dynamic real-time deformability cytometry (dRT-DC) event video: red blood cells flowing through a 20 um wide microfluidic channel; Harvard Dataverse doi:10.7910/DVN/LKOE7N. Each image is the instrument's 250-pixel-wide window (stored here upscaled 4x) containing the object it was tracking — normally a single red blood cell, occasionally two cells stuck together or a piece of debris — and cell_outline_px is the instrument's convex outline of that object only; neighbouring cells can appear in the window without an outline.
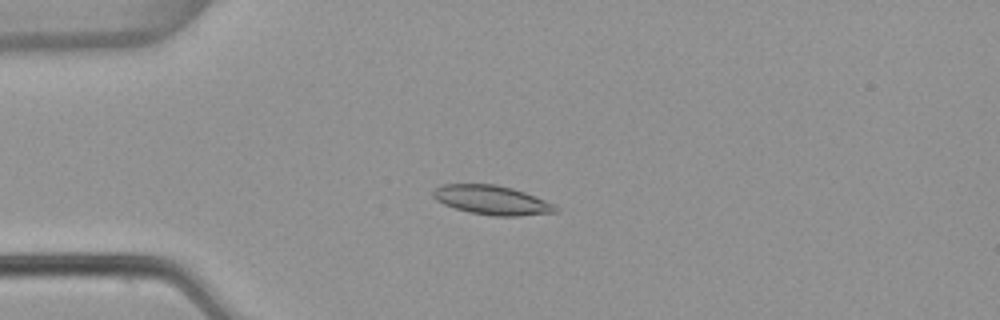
{"species": "common noctule bat (a hibernating species)", "species_latin": "Nyctalus noctula", "temperature_condition": "warm", "stored_images_in_passage": 53, "camera_frame_rate_fps": 3000, "um_per_image_px": 0.085, "animal": {"sex": "female", "body_mass_g": 22.7, "forearm_length_mm": 54.2}, "frame": {"image": 1, "passage_image": 13, "time_ms": 4.0, "image_size_px": [1000, 320], "cell_outline_px": [[560, 208], [556, 212], [520, 216], [492, 216], [468, 212], [444, 204], [436, 200], [432, 196], [432, 192], [440, 184], [496, 184], [512, 188], [524, 192], [544, 200]], "centroid_in_image_um": [41.79, 17.01], "position_along_channel_um": 43.2, "area_um2": 20.81}}
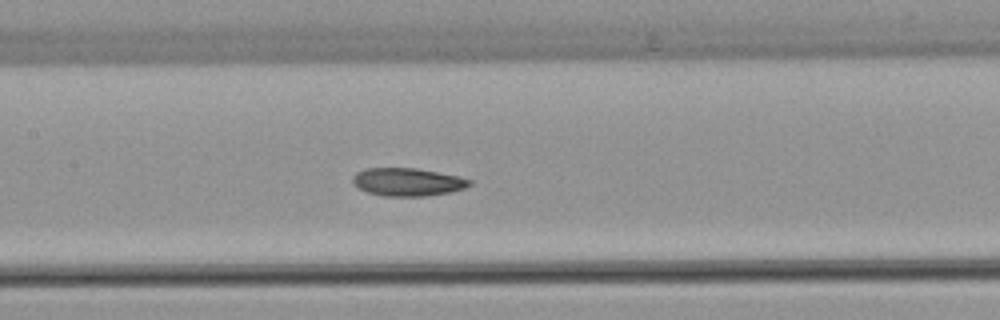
{"frame": {"image": 2, "passage_image": 25, "time_ms": 8.0, "image_size_px": [1000, 320], "cell_outline_px": [[472, 184], [464, 188], [452, 192], [428, 196], [384, 196], [368, 192], [352, 184], [352, 176], [356, 172], [364, 168], [416, 168], [460, 176], [472, 180]], "centroid_in_image_um": [34.65, 15.46], "position_along_channel_um": 172.7, "area_um2": 19.25}}
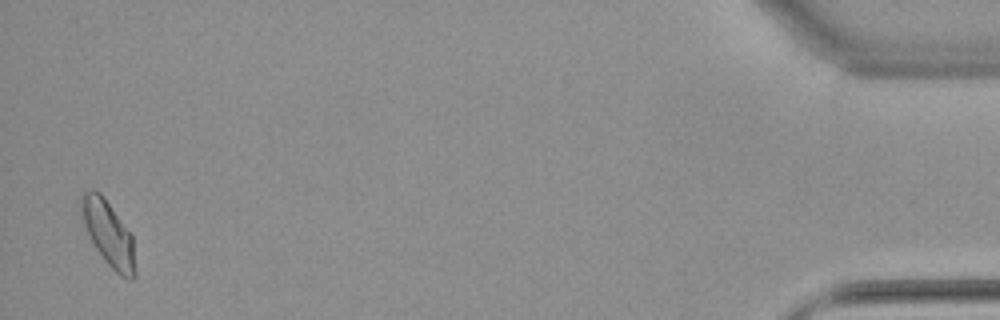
{"frame": {"image": 3, "passage_image": 52, "time_ms": 17.0, "image_size_px": [1000, 320], "cell_outline_px": [[136, 276], [132, 280], [128, 280], [120, 276], [104, 260], [96, 248], [88, 232], [80, 208], [80, 200], [84, 192], [92, 188], [100, 192], [104, 196], [132, 232], [136, 272]], "centroid_in_image_um": [9.27, 19.85], "position_along_channel_um": 425.9, "area_um2": 20.63}, "authors_computed_cell_mechanics": {"area_um2": 19.363, "velocity_mm_per_s": 3.8124, "shape_relaxation_time_tau1_ms": 10.0334, "shape_relaxation_time_tau2_ms": 4.623, "deformation_change_tau1": 0.2123, "deformation_change_tau2": 0.1113}}